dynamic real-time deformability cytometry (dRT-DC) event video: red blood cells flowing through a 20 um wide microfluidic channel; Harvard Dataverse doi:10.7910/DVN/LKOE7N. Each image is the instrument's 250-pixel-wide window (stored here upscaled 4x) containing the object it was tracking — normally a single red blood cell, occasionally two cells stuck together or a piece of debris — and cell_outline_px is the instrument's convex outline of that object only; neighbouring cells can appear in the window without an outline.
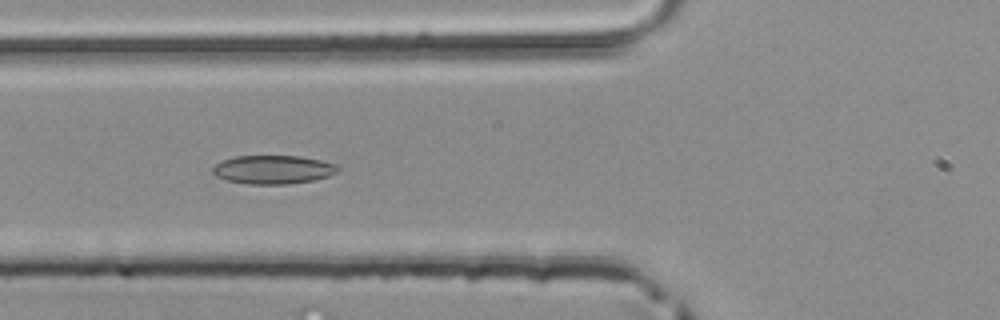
{"species": "common noctule bat (a hibernating species)", "species_latin": "Nyctalus noctula", "temperature_condition": "room temperature", "stored_images_in_passage": 48, "camera_frame_rate_fps": 3000, "um_per_image_px": 0.085, "animal": {"sex": "male", "body_mass_g": 20.4}, "frame": {"image": 1, "passage_image": 18, "time_ms": 5.667, "image_size_px": [1000, 320], "cell_outline_px": [[340, 172], [328, 176], [312, 180], [288, 184], [248, 184], [228, 180], [216, 176], [212, 172], [212, 168], [216, 164], [224, 160], [236, 156], [300, 156], [320, 160], [336, 164], [340, 168]], "centroid_in_image_um": [23.24, 14.41], "position_along_channel_um": 102.6, "area_um2": 20.81}}
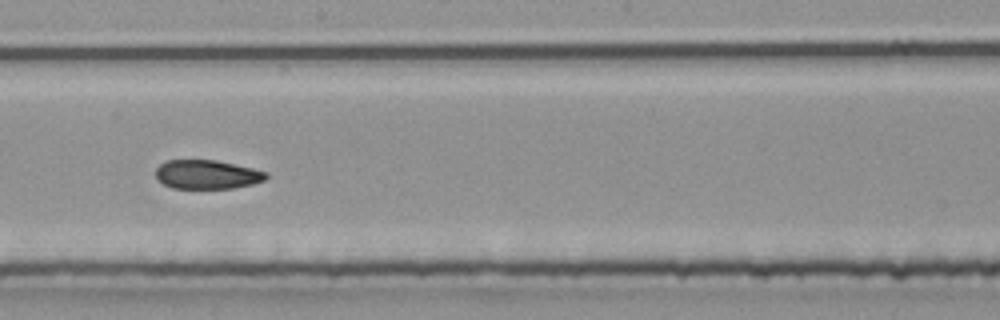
{"frame": {"image": 2, "passage_image": 27, "time_ms": 8.667, "image_size_px": [1000, 320], "cell_outline_px": [[268, 176], [264, 180], [252, 184], [232, 188], [172, 188], [156, 180], [156, 168], [164, 160], [216, 160], [252, 168], [268, 172]], "centroid_in_image_um": [17.57, 14.82], "position_along_channel_um": 230.6, "area_um2": 18.67}}
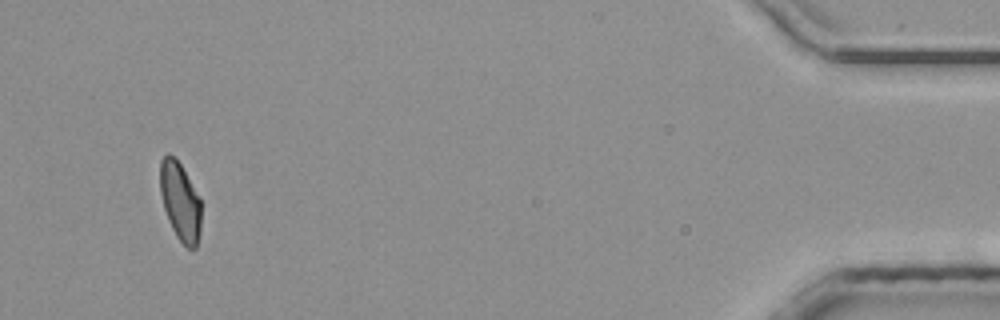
{"frame": {"image": 3, "passage_image": 46, "time_ms": 15.0, "image_size_px": [1000, 320], "cell_outline_px": [[200, 232], [196, 248], [188, 248], [176, 236], [168, 220], [164, 208], [160, 192], [160, 160], [168, 152], [176, 156], [200, 200]], "centroid_in_image_um": [15.29, 17.09], "position_along_channel_um": 419.9, "area_um2": 18.61}}